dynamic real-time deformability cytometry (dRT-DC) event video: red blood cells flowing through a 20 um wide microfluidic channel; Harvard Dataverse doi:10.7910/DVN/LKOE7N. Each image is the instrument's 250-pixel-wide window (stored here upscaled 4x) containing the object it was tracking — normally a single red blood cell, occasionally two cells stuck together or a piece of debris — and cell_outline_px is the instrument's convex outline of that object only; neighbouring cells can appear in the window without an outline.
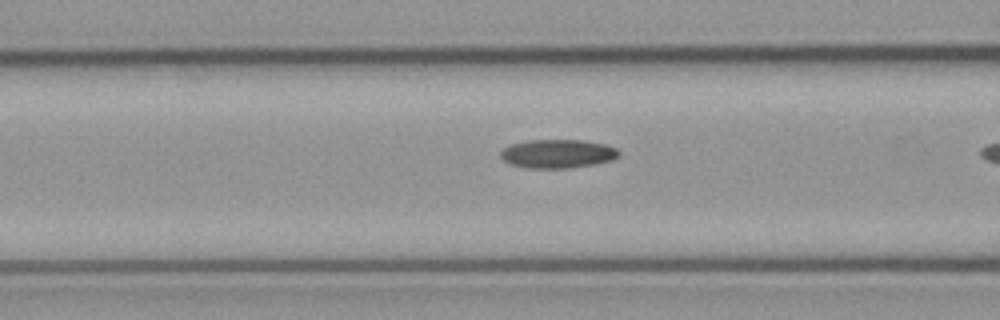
{"species": "common noctule bat (a hibernating species)", "species_latin": "Nyctalus noctula", "temperature_condition": "cold", "stored_images_in_passage": 9, "camera_frame_rate_fps": 3000, "um_per_image_px": 0.085, "animal": {"sex": "male", "body_mass_g": 23.1, "forearm_length_mm": 52.7}, "frame": {"image": 1, "passage_image": 8, "time_ms": 2.333, "image_size_px": [1000, 320], "cell_outline_px": [[620, 156], [612, 160], [596, 164], [568, 168], [524, 168], [508, 164], [500, 156], [500, 152], [504, 148], [512, 144], [528, 140], [584, 140], [604, 144], [616, 148], [620, 152]], "centroid_in_image_um": [47.4, 13.07], "position_along_channel_um": 119.2, "area_um2": 19.94}}